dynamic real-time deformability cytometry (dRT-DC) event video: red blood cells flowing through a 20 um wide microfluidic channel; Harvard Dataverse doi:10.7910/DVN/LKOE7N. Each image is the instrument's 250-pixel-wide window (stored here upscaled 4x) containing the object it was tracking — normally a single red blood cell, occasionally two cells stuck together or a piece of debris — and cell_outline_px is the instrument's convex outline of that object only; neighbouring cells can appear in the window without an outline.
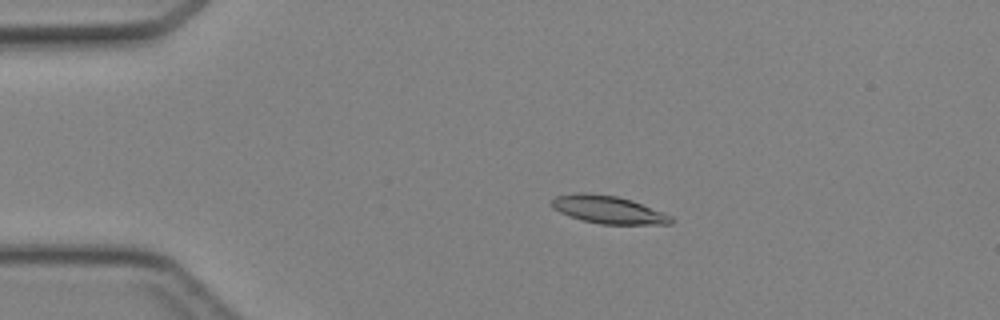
{"species": "Egyptian fruit bat (a non-hibernating species)", "species_latin": "Rousettus aegyptiacus", "temperature_condition": "cold", "stored_images_in_passage": 47, "camera_frame_rate_fps": 3000, "um_per_image_px": 0.085, "animal": {"sex": "female"}, "frame": {"image": 1, "passage_image": 10, "time_ms": 3.0, "image_size_px": [1000, 320], "cell_outline_px": [[672, 224], [600, 224], [584, 220], [560, 212], [552, 208], [548, 204], [548, 200], [556, 196], [576, 192], [588, 192], [616, 196], [632, 200], [672, 216]], "centroid_in_image_um": [51.63, 17.8], "position_along_channel_um": 33.4, "area_um2": 19.36}}
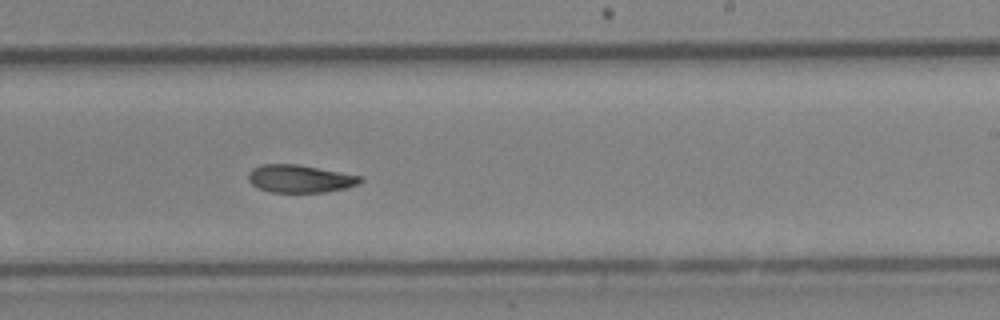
{"frame": {"image": 2, "passage_image": 29, "time_ms": 9.333, "image_size_px": [1000, 320], "cell_outline_px": [[364, 180], [356, 184], [344, 188], [324, 192], [272, 192], [260, 188], [252, 184], [248, 180], [248, 172], [252, 168], [260, 164], [296, 164], [360, 176]], "centroid_in_image_um": [25.44, 15.18], "position_along_channel_um": 263.6, "area_um2": 17.8}}
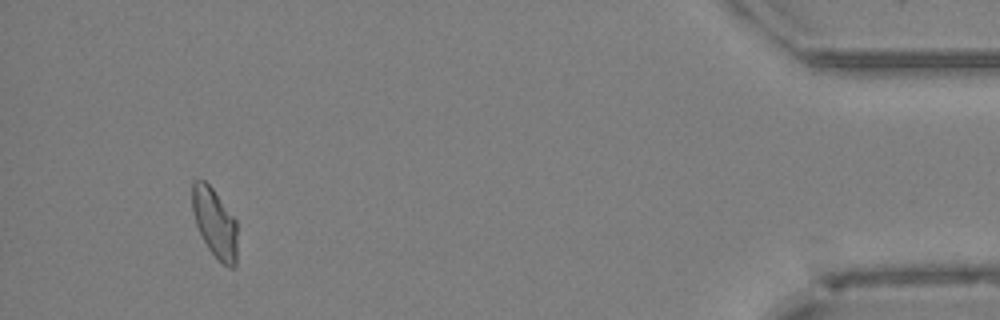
{"frame": {"image": 3, "passage_image": 44, "time_ms": 14.333, "image_size_px": [1000, 320], "cell_outline_px": [[236, 264], [232, 268], [228, 268], [208, 248], [196, 224], [192, 208], [192, 180], [204, 180], [212, 188], [236, 220]], "centroid_in_image_um": [18.25, 18.93], "position_along_channel_um": 417.0, "area_um2": 17.8}}